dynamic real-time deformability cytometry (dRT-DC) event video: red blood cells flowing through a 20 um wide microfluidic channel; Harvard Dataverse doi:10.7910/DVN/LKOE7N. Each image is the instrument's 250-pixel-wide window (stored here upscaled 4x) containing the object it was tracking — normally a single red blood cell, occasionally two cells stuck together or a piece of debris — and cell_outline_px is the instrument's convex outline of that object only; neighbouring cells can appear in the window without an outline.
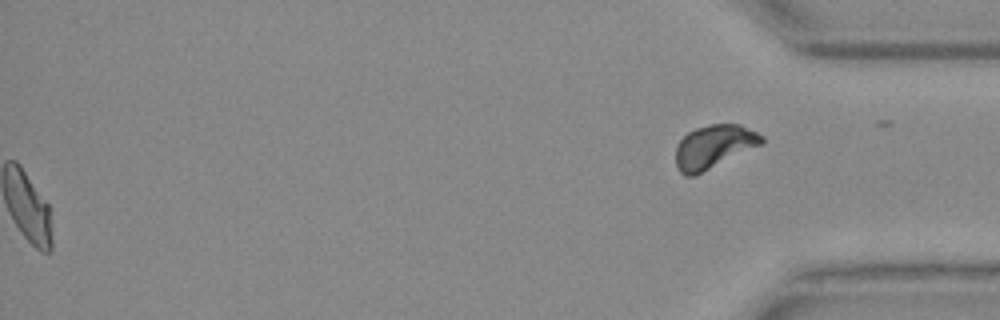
{"species": "Egyptian fruit bat (a non-hibernating species)", "species_latin": "Rousettus aegyptiacus", "temperature_condition": "warm", "stored_images_in_passage": 31, "segment_of_instrument_passage": [2, 2], "camera_frame_rate_fps": 3000, "um_per_image_px": 0.085, "animal": {"sex": "female"}, "frame": {"image": 1, "passage_image": 31, "time_ms": 10.0, "image_size_px": [1000, 320], "cell_outline_px": [[764, 144], [696, 176], [684, 176], [676, 168], [676, 148], [680, 140], [688, 132], [696, 128], [712, 124], [740, 124], [764, 136]], "centroid_in_image_um": [60.69, 12.49], "position_along_channel_um": 374.5, "area_um2": 22.08}}